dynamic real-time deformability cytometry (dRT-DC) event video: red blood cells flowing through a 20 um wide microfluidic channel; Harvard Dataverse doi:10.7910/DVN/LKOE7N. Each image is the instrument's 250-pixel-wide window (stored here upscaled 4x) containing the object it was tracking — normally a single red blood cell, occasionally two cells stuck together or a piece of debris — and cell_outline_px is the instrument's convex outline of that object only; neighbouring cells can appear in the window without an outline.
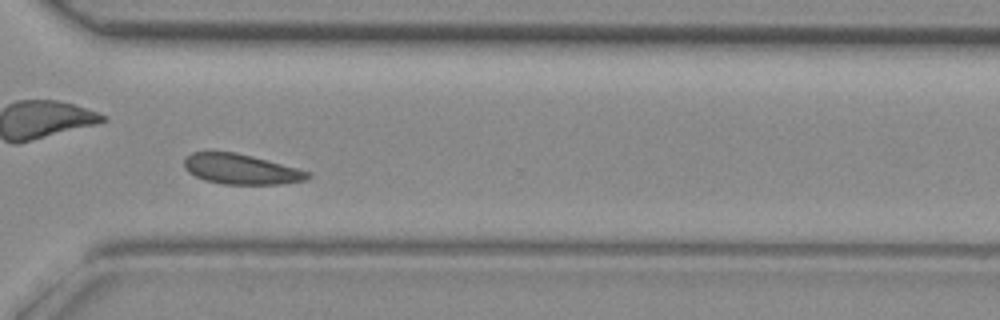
{"species": "common noctule bat (a hibernating species)", "species_latin": "Nyctalus noctula", "temperature_condition": "room temperature", "stored_images_in_passage": 40, "camera_frame_rate_fps": 3000, "um_per_image_px": 0.085, "animal": {"sex": "female", "body_mass_g": 29.2, "forearm_length_mm": 56.3}, "frame": {"image": 1, "passage_image": 28, "time_ms": 9.0, "image_size_px": [1000, 320], "cell_outline_px": [[312, 176], [308, 180], [284, 184], [224, 184], [204, 180], [188, 172], [184, 168], [184, 160], [192, 152], [236, 152], [252, 156], [312, 172]], "centroid_in_image_um": [20.53, 14.39], "position_along_channel_um": 350.1, "area_um2": 21.79}}